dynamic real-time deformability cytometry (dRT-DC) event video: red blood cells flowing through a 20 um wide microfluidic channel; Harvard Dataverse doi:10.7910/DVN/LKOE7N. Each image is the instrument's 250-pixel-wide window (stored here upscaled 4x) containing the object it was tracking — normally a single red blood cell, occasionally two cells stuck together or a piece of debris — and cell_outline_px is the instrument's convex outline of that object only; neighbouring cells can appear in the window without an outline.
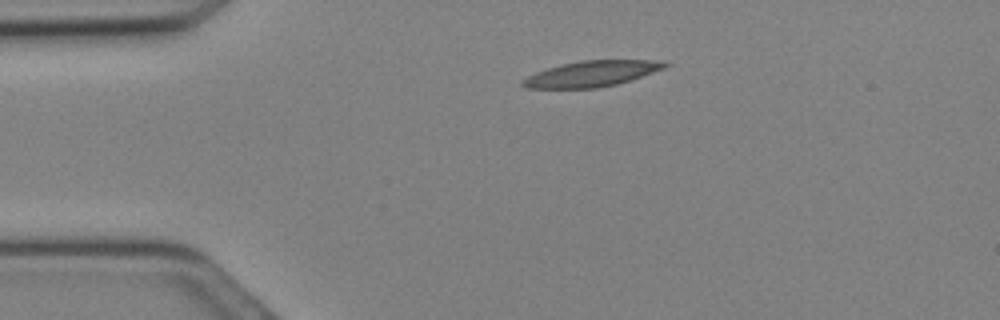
{"species": "Egyptian fruit bat (a non-hibernating species)", "species_latin": "Rousettus aegyptiacus", "temperature_condition": "cold", "stored_images_in_passage": 17, "camera_frame_rate_fps": 3000, "um_per_image_px": 0.085, "animal": {"sex": "female"}, "frame": {"image": 1, "passage_image": 3, "time_ms": 0.667, "image_size_px": [1000, 320], "cell_outline_px": [[672, 64], [664, 68], [616, 84], [596, 88], [524, 88], [520, 84], [520, 80], [536, 72], [548, 68], [580, 60], [664, 60]], "centroid_in_image_um": [50.27, 6.26], "position_along_channel_um": 34.7, "area_um2": 21.21}}
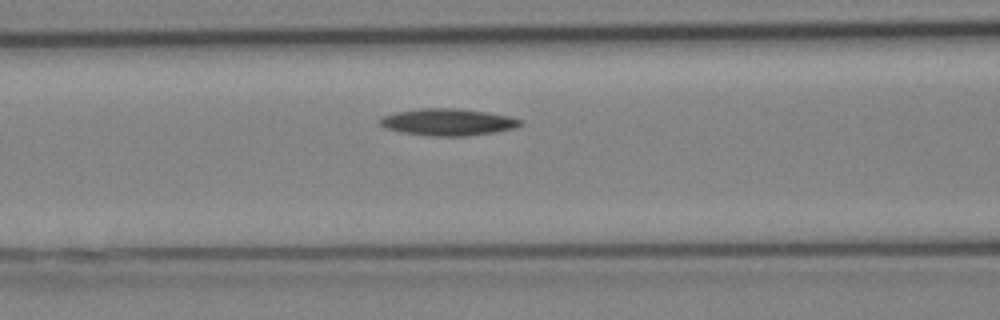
{"frame": {"image": 2, "passage_image": 9, "time_ms": 2.667, "image_size_px": [1000, 320], "cell_outline_px": [[524, 124], [516, 128], [496, 132], [468, 136], [428, 136], [400, 132], [384, 128], [380, 124], [380, 120], [384, 116], [396, 112], [420, 108], [456, 108], [484, 112], [508, 116], [520, 120]], "centroid_in_image_um": [38.07, 10.39], "position_along_channel_um": 128.5, "area_um2": 22.02}}
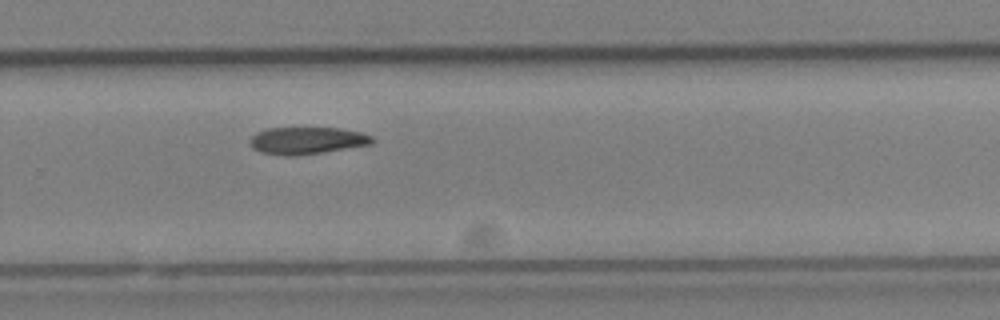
{"frame": {"image": 3, "passage_image": 17, "time_ms": 5.333, "image_size_px": [1000, 320], "cell_outline_px": [[376, 140], [372, 144], [324, 152], [292, 156], [284, 156], [260, 152], [252, 148], [248, 140], [256, 132], [268, 128], [340, 128], [360, 132], [372, 136]], "centroid_in_image_um": [26.08, 11.95], "position_along_channel_um": 303.7, "area_um2": 19.48}}